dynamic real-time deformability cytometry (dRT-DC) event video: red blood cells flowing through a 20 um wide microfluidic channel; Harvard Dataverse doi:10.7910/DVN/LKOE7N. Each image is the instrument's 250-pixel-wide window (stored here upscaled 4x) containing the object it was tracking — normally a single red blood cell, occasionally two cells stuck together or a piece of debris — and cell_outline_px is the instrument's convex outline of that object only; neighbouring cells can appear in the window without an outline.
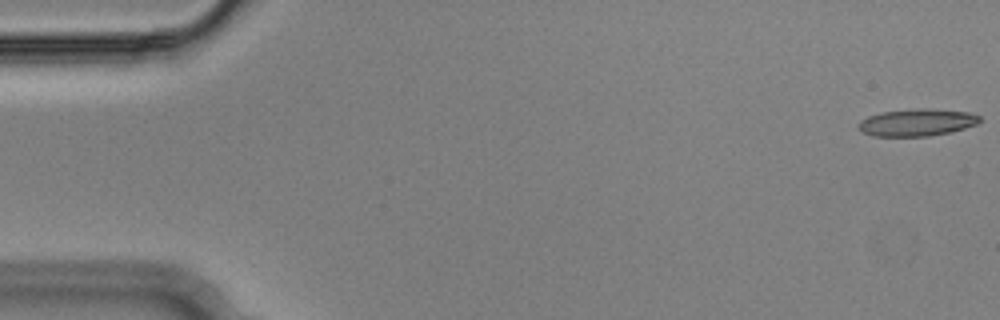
{"species": "Egyptian fruit bat (a non-hibernating species)", "species_latin": "Rousettus aegyptiacus", "temperature_condition": "cold", "stored_images_in_passage": 55, "segment_of_instrument_passage": [1, 2], "camera_frame_rate_fps": 3000, "um_per_image_px": 0.085, "animal": {"sex": "male"}, "frame": {"image": 1, "passage_image": 1, "time_ms": 0.0, "image_size_px": [1000, 320], "cell_outline_px": [[980, 120], [976, 124], [952, 132], [928, 136], [872, 136], [864, 132], [856, 124], [860, 120], [868, 116], [880, 112], [920, 108], [928, 108], [968, 112], [980, 116]], "centroid_in_image_um": [77.92, 10.4], "position_along_channel_um": 7.1, "area_um2": 19.19}}
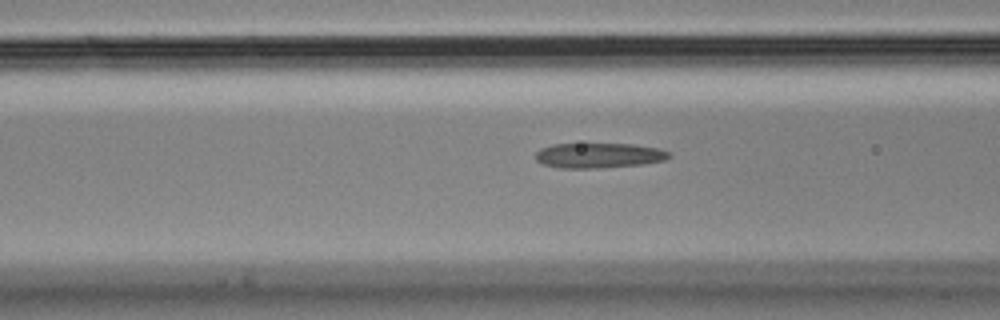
{"frame": {"image": 2, "passage_image": 21, "time_ms": 6.667, "image_size_px": [1000, 320], "cell_outline_px": [[672, 156], [664, 160], [640, 164], [596, 168], [560, 168], [540, 164], [536, 160], [536, 152], [540, 148], [552, 144], [632, 144], [656, 148], [668, 152]], "centroid_in_image_um": [50.83, 13.21], "position_along_channel_um": 115.8, "area_um2": 19.36}}
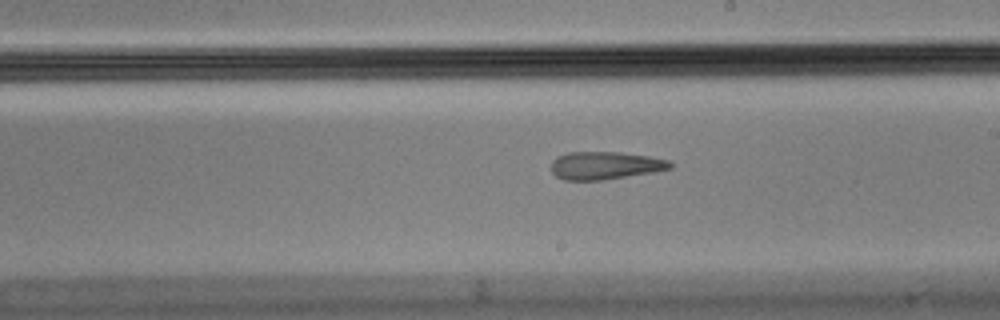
{"frame": {"image": 3, "passage_image": 31, "time_ms": 10.0, "image_size_px": [1000, 320], "cell_outline_px": [[672, 168], [652, 172], [600, 180], [564, 180], [556, 176], [552, 172], [552, 160], [556, 156], [568, 152], [620, 152], [648, 156], [668, 160], [672, 164]], "centroid_in_image_um": [51.4, 14.06], "position_along_channel_um": 237.6, "area_um2": 19.13}}